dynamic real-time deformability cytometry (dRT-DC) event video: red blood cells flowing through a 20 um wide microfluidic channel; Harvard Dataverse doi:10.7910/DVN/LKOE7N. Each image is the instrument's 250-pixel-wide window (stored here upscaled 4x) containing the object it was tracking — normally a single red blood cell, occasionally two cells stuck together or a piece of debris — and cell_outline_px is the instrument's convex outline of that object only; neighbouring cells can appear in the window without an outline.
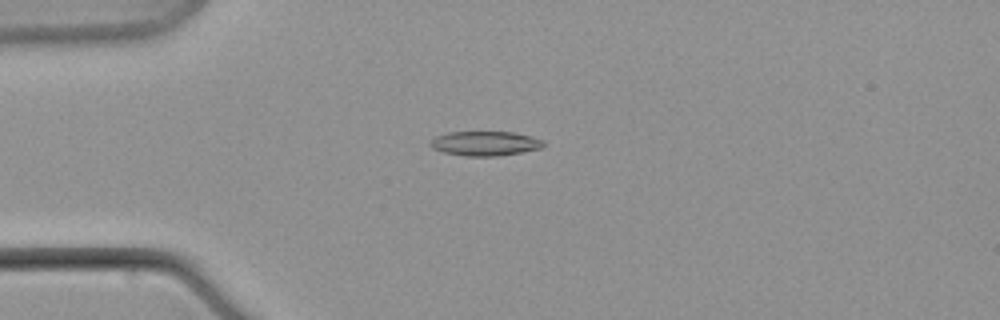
{"species": "common noctule bat (a hibernating species)", "species_latin": "Nyctalus noctula", "temperature_condition": "warm", "stored_images_in_passage": 9, "camera_frame_rate_fps": 3000, "um_per_image_px": 0.085, "animal": {"sex": "male", "body_mass_g": 21.5, "forearm_length_mm": 52.0}, "frame": {"image": 1, "passage_image": 6, "time_ms": 6.667, "image_size_px": [1000, 320], "cell_outline_px": [[544, 148], [496, 156], [464, 156], [444, 152], [432, 148], [428, 144], [436, 136], [448, 132], [512, 132], [532, 136], [544, 140]], "centroid_in_image_um": [41.25, 12.19], "position_along_channel_um": 43.8, "area_um2": 16.18}}
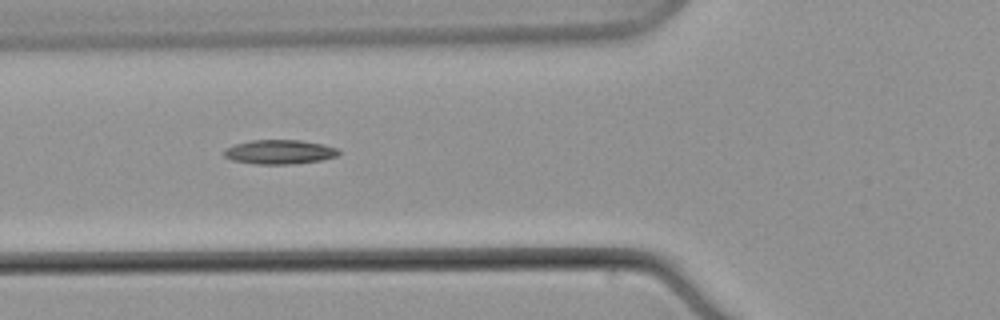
{"frame": {"image": 2, "passage_image": 8, "time_ms": 9.667, "image_size_px": [1000, 320], "cell_outline_px": [[340, 152], [336, 156], [320, 160], [292, 164], [256, 164], [232, 160], [224, 156], [224, 148], [236, 144], [252, 140], [300, 140], [324, 144], [340, 148]], "centroid_in_image_um": [23.78, 12.91], "position_along_channel_um": 102.0, "area_um2": 16.24}}
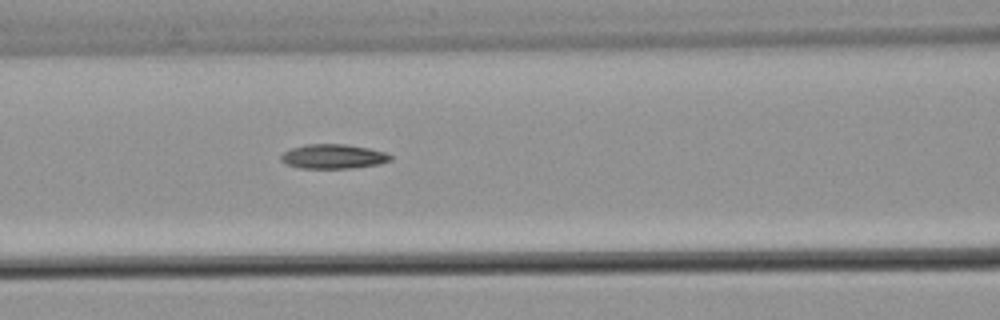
{"frame": {"image": 3, "passage_image": 9, "time_ms": 11.0, "image_size_px": [1000, 320], "cell_outline_px": [[392, 160], [380, 164], [352, 168], [300, 168], [288, 164], [280, 160], [280, 156], [284, 152], [292, 148], [304, 144], [344, 144], [368, 148], [384, 152], [392, 156]], "centroid_in_image_um": [28.33, 13.3], "position_along_channel_um": 138.3, "area_um2": 15.55}}